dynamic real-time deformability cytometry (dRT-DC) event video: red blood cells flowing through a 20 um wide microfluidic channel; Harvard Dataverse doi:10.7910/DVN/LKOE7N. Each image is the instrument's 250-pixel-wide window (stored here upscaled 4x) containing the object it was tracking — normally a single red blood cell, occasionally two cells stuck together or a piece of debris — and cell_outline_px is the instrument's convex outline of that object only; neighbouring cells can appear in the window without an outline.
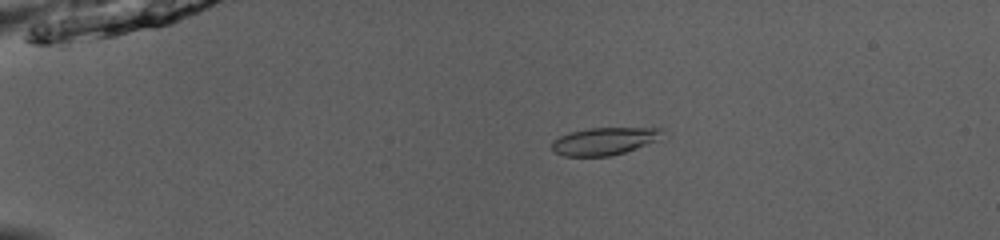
{"species": "common noctule bat (a hibernating species)", "species_latin": "Nyctalus noctula", "temperature_condition": "room temperature", "stored_images_in_passage": 41, "camera_frame_rate_fps": 3000, "um_per_image_px": 0.085, "animal": {"sex": "male", "body_mass_g": 13.0, "forearm_length_mm": 53.1}, "frame": {"image": 1, "passage_image": 1, "time_ms": 0.0, "image_size_px": [1000, 240], "cell_outline_px": [[668, 140], [612, 156], [564, 156], [552, 152], [552, 140], [560, 136], [572, 132], [588, 128], [664, 128]], "centroid_in_image_um": [51.55, 12.0], "position_along_channel_um": 33.5, "area_um2": 18.55}}
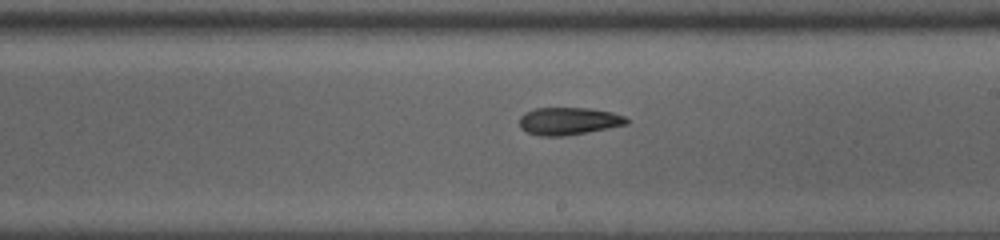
{"frame": {"image": 2, "passage_image": 21, "time_ms": 6.667, "image_size_px": [1000, 240], "cell_outline_px": [[628, 124], [608, 128], [564, 136], [540, 136], [528, 132], [520, 128], [520, 116], [524, 112], [536, 108], [588, 108], [612, 112], [624, 116], [628, 120]], "centroid_in_image_um": [48.31, 10.29], "position_along_channel_um": 240.7, "area_um2": 17.11}}
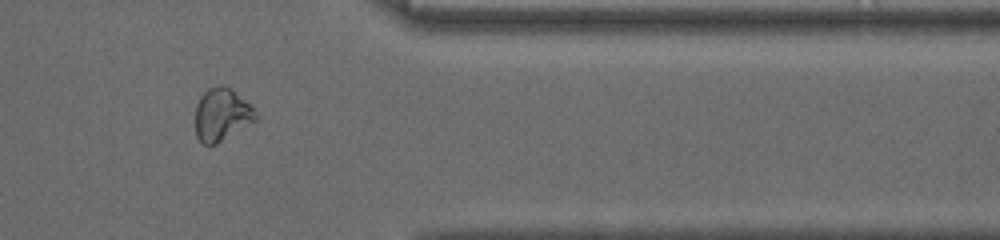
{"frame": {"image": 3, "passage_image": 33, "time_ms": 10.667, "image_size_px": [1000, 240], "cell_outline_px": [[260, 116], [256, 120], [216, 144], [200, 144], [196, 136], [196, 104], [200, 96], [208, 88], [220, 84], [224, 84], [244, 100]], "centroid_in_image_um": [18.82, 9.75], "position_along_channel_um": 392.6, "area_um2": 18.38}, "authors_computed_cell_mechanics": {"area_um2": 17.6868, "velocity_mm_per_s": 4.0159, "shape_relaxation_time_tau1_ms": 6.4727, "shape_relaxation_time_tau2_ms": 3.476, "deformation_change_tau1": 0.1314, "deformation_change_tau2": 0.1125}}